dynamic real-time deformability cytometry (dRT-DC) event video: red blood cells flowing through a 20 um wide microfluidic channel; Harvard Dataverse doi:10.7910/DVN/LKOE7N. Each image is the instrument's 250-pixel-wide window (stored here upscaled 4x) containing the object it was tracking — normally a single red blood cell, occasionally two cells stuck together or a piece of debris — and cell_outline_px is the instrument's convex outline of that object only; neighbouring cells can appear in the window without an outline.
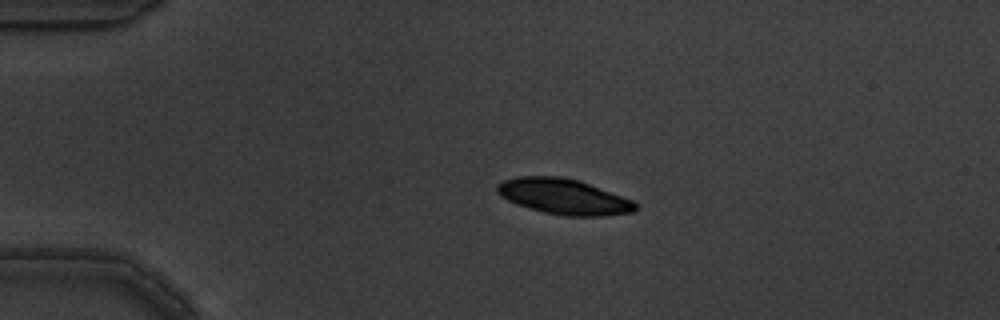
{"species": "common noctule bat (a hibernating species)", "species_latin": "Nyctalus noctula", "temperature_condition": "warm", "stored_images_in_passage": 5, "camera_frame_rate_fps": 3000, "um_per_image_px": 0.085, "animal": {"sex": "male", "body_mass_g": 19.5, "forearm_length_mm": 54.6}, "frame": {"image": 1, "passage_image": 3, "time_ms": 0.667, "image_size_px": [1000, 320], "cell_outline_px": [[636, 208], [632, 212], [604, 216], [564, 216], [544, 212], [516, 204], [500, 196], [496, 192], [496, 184], [504, 180], [516, 176], [560, 176], [580, 180], [632, 200], [636, 204]], "centroid_in_image_um": [47.87, 16.7], "position_along_channel_um": 37.1, "area_um2": 28.67}}